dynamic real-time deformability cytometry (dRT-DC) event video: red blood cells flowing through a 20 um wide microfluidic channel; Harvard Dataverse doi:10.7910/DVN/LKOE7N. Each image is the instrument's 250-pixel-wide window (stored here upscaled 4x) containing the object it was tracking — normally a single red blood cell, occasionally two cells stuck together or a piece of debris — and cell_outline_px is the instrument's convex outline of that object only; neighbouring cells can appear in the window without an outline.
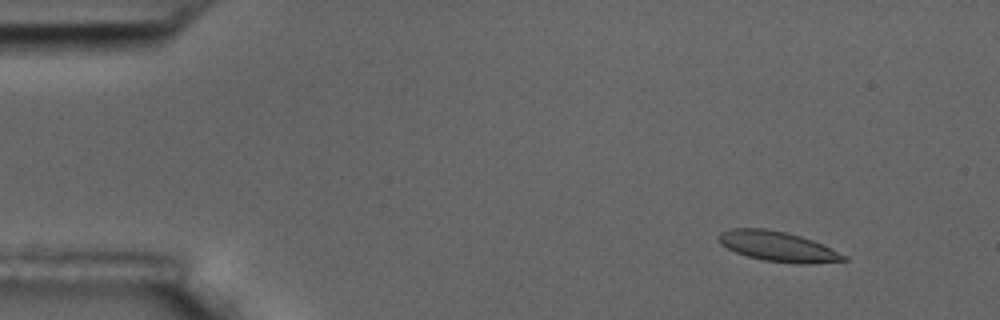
{"species": "common noctule bat (a hibernating species)", "species_latin": "Nyctalus noctula", "temperature_condition": "room temperature", "stored_images_in_passage": 5, "camera_frame_rate_fps": 3000, "um_per_image_px": 0.085, "animal": {"sex": "male", "body_mass_g": 17.5, "forearm_length_mm": 52.3}, "frame": {"image": 1, "passage_image": 2, "time_ms": 1.333, "image_size_px": [1000, 320], "cell_outline_px": [[848, 260], [812, 264], [796, 264], [764, 260], [748, 256], [736, 252], [720, 244], [716, 236], [720, 232], [732, 228], [764, 228], [784, 232], [800, 236], [812, 240], [848, 256]], "centroid_in_image_um": [66.11, 20.95], "position_along_channel_um": 18.9, "area_um2": 21.85}}
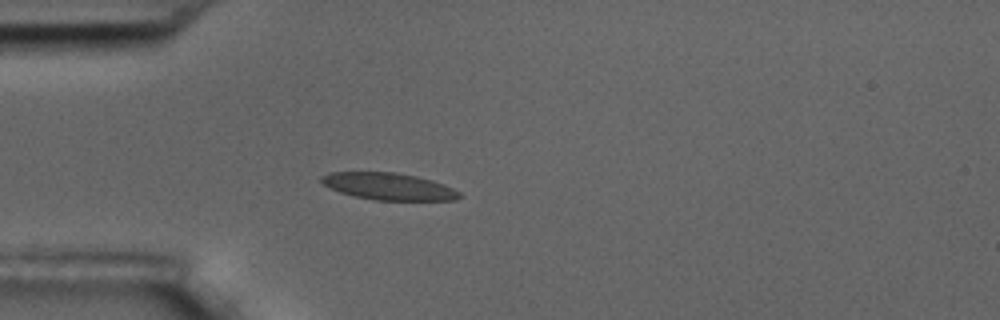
{"frame": {"image": 2, "passage_image": 5, "time_ms": 4.667, "image_size_px": [1000, 320], "cell_outline_px": [[464, 196], [456, 200], [376, 200], [356, 196], [340, 192], [324, 184], [320, 180], [320, 176], [328, 172], [396, 172], [416, 176], [432, 180], [444, 184], [460, 192]], "centroid_in_image_um": [33.07, 15.84], "position_along_channel_um": 51.9, "area_um2": 21.68}}